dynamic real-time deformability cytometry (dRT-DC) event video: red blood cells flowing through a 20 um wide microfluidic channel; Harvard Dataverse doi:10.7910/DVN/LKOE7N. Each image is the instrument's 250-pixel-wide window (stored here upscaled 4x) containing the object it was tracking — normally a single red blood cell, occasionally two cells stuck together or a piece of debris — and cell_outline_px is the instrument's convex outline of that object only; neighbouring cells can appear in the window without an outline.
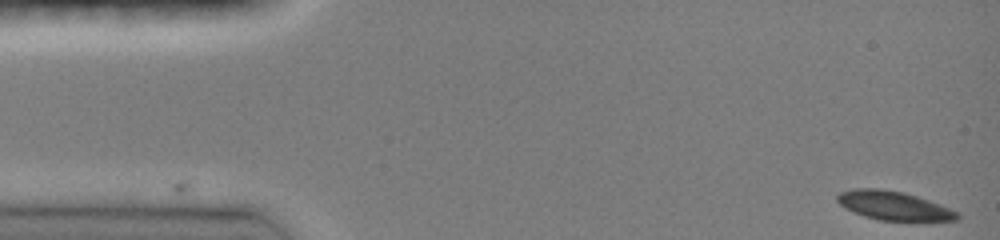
{"species": "common noctule bat (a hibernating species)", "species_latin": "Nyctalus noctula", "temperature_condition": "room temperature", "stored_images_in_passage": 32, "camera_frame_rate_fps": 3000, "um_per_image_px": 0.085, "animal": {"sex": "female", "body_mass_g": 19.0, "forearm_length_mm": 51.5}, "frame": {"image": 1, "passage_image": 1, "time_ms": 0.0, "image_size_px": [1000, 240], "cell_outline_px": [[960, 220], [880, 220], [864, 216], [844, 208], [836, 200], [836, 196], [840, 192], [852, 188], [880, 188], [904, 192], [940, 204], [960, 212]], "centroid_in_image_um": [75.95, 17.47], "position_along_channel_um": 9.0, "area_um2": 20.17}}
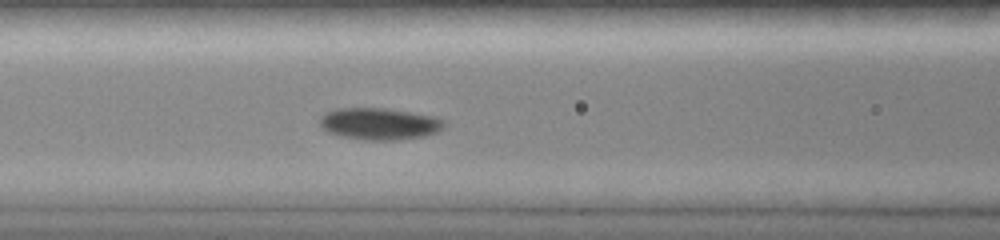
{"frame": {"image": 2, "passage_image": 19, "time_ms": 6.0, "image_size_px": [1000, 240], "cell_outline_px": [[444, 124], [436, 132], [424, 136], [400, 140], [364, 140], [340, 136], [328, 132], [320, 128], [320, 116], [324, 112], [336, 108], [388, 108], [436, 116], [444, 120]], "centroid_in_image_um": [32.2, 10.51], "position_along_channel_um": 134.4, "area_um2": 23.35}}
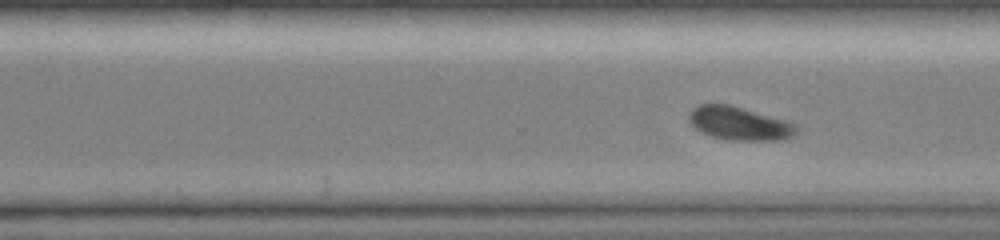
{"frame": {"image": 3, "passage_image": 32, "time_ms": 10.333, "image_size_px": [1000, 240], "cell_outline_px": [[796, 132], [792, 136], [780, 140], [732, 140], [712, 136], [696, 128], [688, 120], [688, 116], [692, 108], [700, 104], [728, 104], [784, 120], [796, 124]], "centroid_in_image_um": [62.82, 10.49], "position_along_channel_um": 307.8, "area_um2": 20.46}}